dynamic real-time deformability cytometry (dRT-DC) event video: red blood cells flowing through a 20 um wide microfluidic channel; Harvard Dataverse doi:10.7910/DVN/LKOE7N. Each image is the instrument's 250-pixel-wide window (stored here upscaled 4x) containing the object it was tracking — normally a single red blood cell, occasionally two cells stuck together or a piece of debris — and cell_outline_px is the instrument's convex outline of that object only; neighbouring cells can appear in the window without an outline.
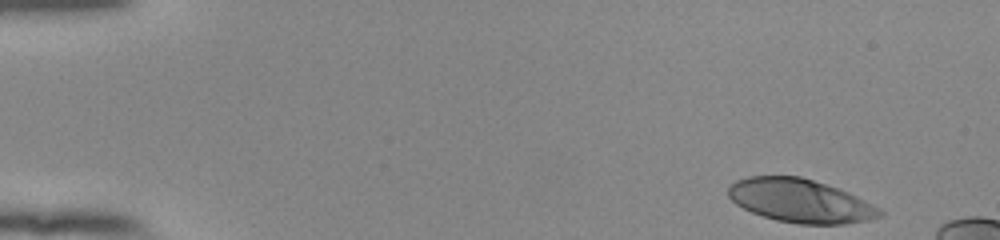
{"species": "human", "species_latin": "Homo sapiens", "temperature_condition": "room temperature", "stored_images_in_passage": 13, "camera_frame_rate_fps": 3000, "um_per_image_px": 0.085, "donor": {"sex": "female"}, "frame": {"image": 1, "passage_image": 1, "time_ms": 0.0, "image_size_px": [1000, 240], "cell_outline_px": [[884, 216], [872, 220], [844, 224], [800, 224], [776, 220], [752, 212], [736, 204], [728, 196], [728, 184], [736, 180], [748, 176], [800, 176], [840, 188], [880, 208], [884, 212]], "centroid_in_image_um": [68.05, 17.07], "position_along_channel_um": 17.0, "area_um2": 38.61}}